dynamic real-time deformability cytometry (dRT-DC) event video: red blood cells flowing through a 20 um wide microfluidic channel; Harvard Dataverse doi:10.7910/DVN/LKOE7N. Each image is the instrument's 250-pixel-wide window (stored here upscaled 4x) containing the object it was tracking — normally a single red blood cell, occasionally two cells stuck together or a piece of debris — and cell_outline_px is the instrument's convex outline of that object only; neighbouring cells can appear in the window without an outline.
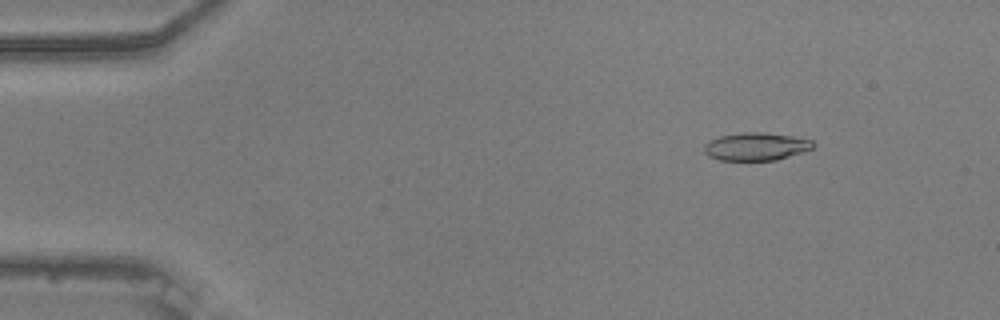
{"species": "common noctule bat (a hibernating species)", "species_latin": "Nyctalus noctula", "temperature_condition": "warm", "stored_images_in_passage": 54, "camera_frame_rate_fps": 3000, "um_per_image_px": 0.085, "animal": {"sex": "male", "body_mass_g": 20.5, "forearm_length_mm": 52.5}, "frame": {"image": 1, "passage_image": 7, "time_ms": 2.0, "image_size_px": [1000, 320], "cell_outline_px": [[816, 144], [812, 148], [804, 152], [776, 160], [720, 160], [708, 156], [704, 152], [704, 144], [708, 140], [720, 136], [744, 132], [764, 132], [792, 136], [812, 140]], "centroid_in_image_um": [64.26, 12.45], "position_along_channel_um": 20.7, "area_um2": 17.8}}
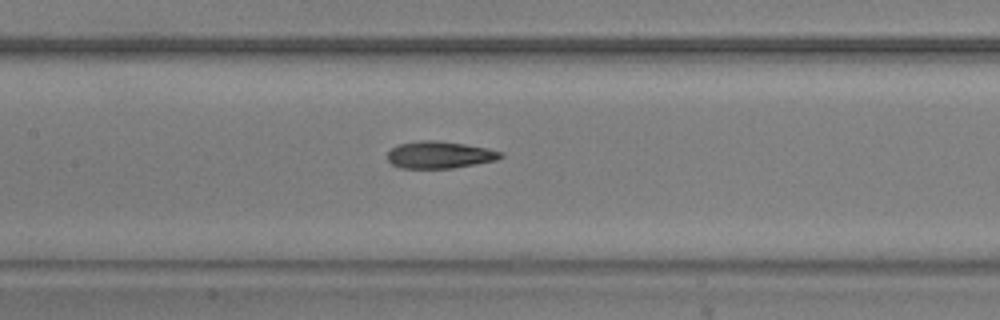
{"frame": {"image": 2, "passage_image": 26, "time_ms": 8.333, "image_size_px": [1000, 320], "cell_outline_px": [[504, 156], [496, 160], [452, 168], [400, 168], [392, 164], [388, 160], [388, 152], [392, 148], [400, 144], [420, 140], [436, 140], [464, 144], [488, 148], [504, 152]], "centroid_in_image_um": [37.38, 13.16], "position_along_channel_um": 170.0, "area_um2": 17.8}}
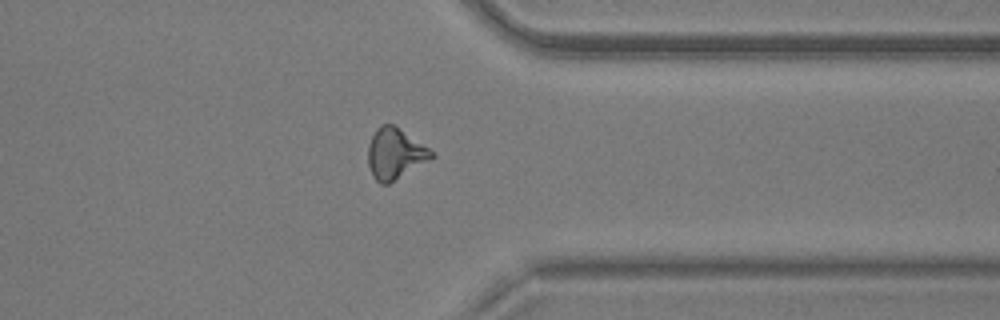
{"frame": {"image": 3, "passage_image": 43, "time_ms": 14.0, "image_size_px": [1000, 320], "cell_outline_px": [[436, 156], [388, 184], [380, 184], [372, 176], [368, 164], [368, 144], [376, 128], [380, 124], [392, 124], [428, 148]], "centroid_in_image_um": [33.54, 13.07], "position_along_channel_um": 377.9, "area_um2": 18.5}, "authors_computed_cell_mechanics": {"area_um2": 17.918, "velocity_mm_per_s": 3.752, "shape_relaxation_time_tau1_ms": 6.1426, "shape_relaxation_time_tau2_ms": 3.6079, "deformation_change_tau1": 0.1942, "deformation_change_tau2": 0.1327}}